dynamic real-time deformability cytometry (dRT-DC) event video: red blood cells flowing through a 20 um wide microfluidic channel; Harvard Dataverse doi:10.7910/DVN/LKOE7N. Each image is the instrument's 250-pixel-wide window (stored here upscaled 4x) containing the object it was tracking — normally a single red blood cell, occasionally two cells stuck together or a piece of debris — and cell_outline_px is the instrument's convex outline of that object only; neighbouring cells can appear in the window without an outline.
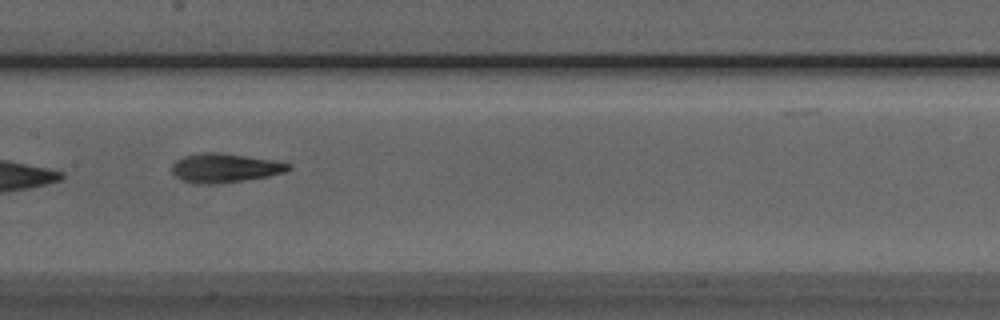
{"species": "Egyptian fruit bat (a non-hibernating species)", "species_latin": "Rousettus aegyptiacus", "temperature_condition": "room temperature", "stored_images_in_passage": 10, "camera_frame_rate_fps": 3000, "um_per_image_px": 0.085, "animal": {"sex": "male"}, "frame": {"image": 1, "passage_image": 7, "time_ms": 7.667, "image_size_px": [1000, 320], "cell_outline_px": [[292, 168], [284, 172], [268, 176], [244, 180], [216, 184], [200, 184], [180, 180], [172, 172], [172, 164], [176, 160], [184, 156], [200, 152], [220, 152], [272, 160], [292, 164]], "centroid_in_image_um": [19.09, 14.27], "position_along_channel_um": 188.3, "area_um2": 19.77}}
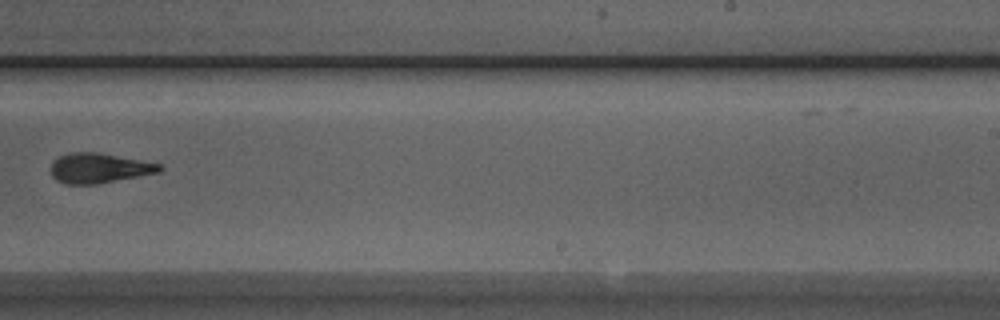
{"frame": {"image": 2, "passage_image": 9, "time_ms": 10.0, "image_size_px": [1000, 320], "cell_outline_px": [[164, 168], [160, 172], [96, 184], [64, 184], [56, 180], [52, 176], [52, 160], [68, 152], [96, 152], [160, 164]], "centroid_in_image_um": [8.39, 14.29], "position_along_channel_um": 280.6, "area_um2": 18.79}}
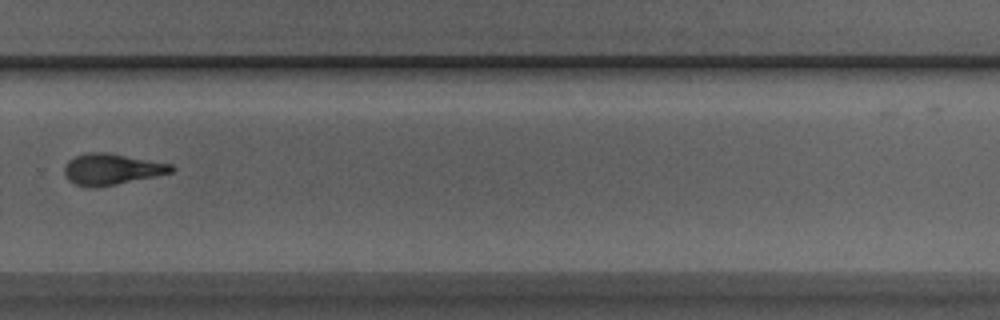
{"frame": {"image": 3, "passage_image": 10, "time_ms": 11.0, "image_size_px": [1000, 320], "cell_outline_px": [[176, 168], [172, 172], [116, 184], [76, 184], [68, 180], [64, 172], [64, 164], [68, 160], [76, 156], [88, 152], [108, 152], [172, 164]], "centroid_in_image_um": [9.51, 14.33], "position_along_channel_um": 320.3, "area_um2": 18.73}}